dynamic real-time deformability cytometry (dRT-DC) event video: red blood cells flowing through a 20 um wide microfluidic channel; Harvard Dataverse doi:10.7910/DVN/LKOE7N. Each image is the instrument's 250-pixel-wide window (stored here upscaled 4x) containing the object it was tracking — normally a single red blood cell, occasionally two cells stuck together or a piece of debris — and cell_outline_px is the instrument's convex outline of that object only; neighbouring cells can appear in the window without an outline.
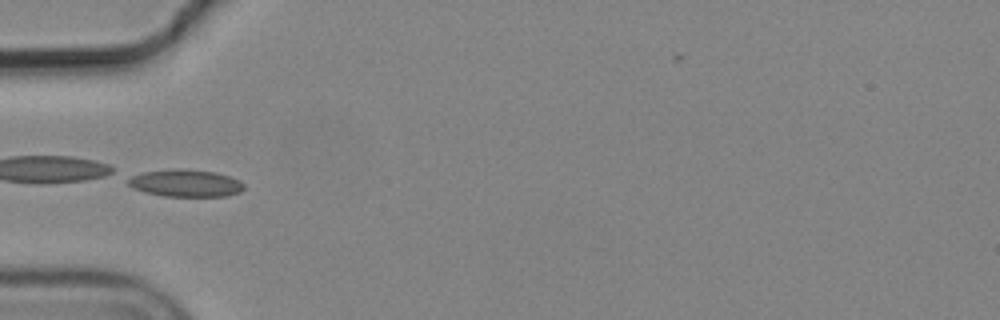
{"species": "common noctule bat (a hibernating species)", "species_latin": "Nyctalus noctula", "temperature_condition": "cold", "stored_images_in_passage": 10, "camera_frame_rate_fps": 3000, "um_per_image_px": 0.085, "animal": {"sex": "male", "body_mass_g": 19.2, "forearm_length_mm": 51.8}, "frame": {"image": 1, "passage_image": 5, "time_ms": 1.333, "image_size_px": [1000, 320], "cell_outline_px": [[244, 188], [240, 192], [228, 196], [164, 196], [144, 192], [132, 188], [128, 184], [128, 180], [132, 176], [140, 172], [176, 168], [180, 168], [216, 172], [240, 180], [244, 184]], "centroid_in_image_um": [15.77, 15.56], "position_along_channel_um": 69.2, "area_um2": 18.55}}
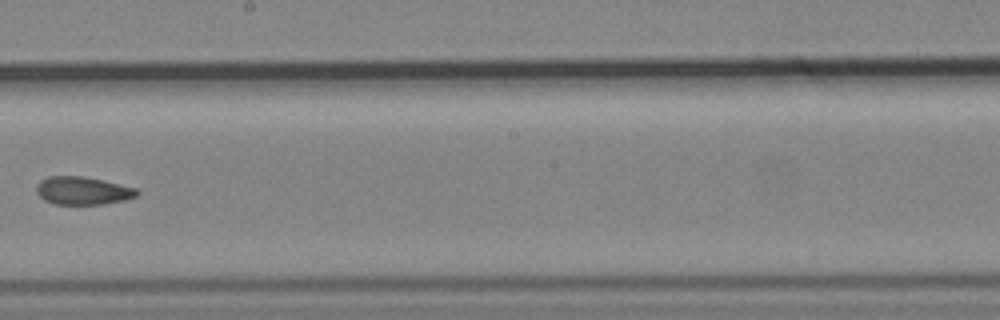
{"frame": {"image": 2, "passage_image": 9, "time_ms": 2.667, "image_size_px": [1000, 320], "cell_outline_px": [[140, 192], [136, 196], [124, 200], [100, 204], [56, 204], [44, 200], [36, 192], [36, 184], [40, 180], [48, 176], [84, 176], [136, 188]], "centroid_in_image_um": [7.0, 16.2], "position_along_channel_um": 241.2, "area_um2": 16.3}}
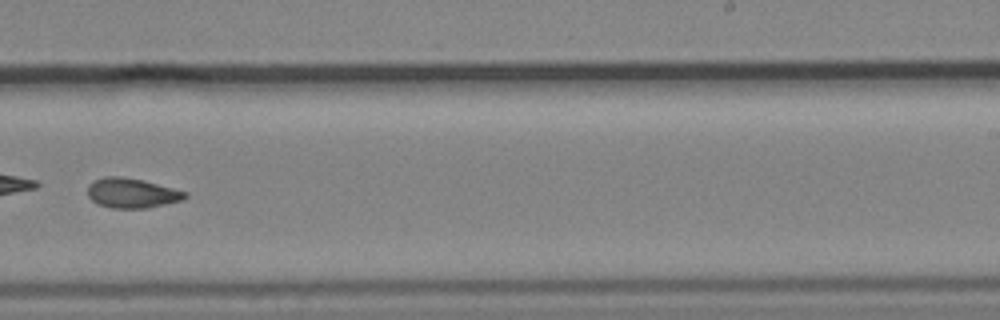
{"frame": {"image": 3, "passage_image": 10, "time_ms": 3.0, "image_size_px": [1000, 320], "cell_outline_px": [[188, 196], [184, 200], [144, 208], [112, 208], [100, 204], [92, 200], [88, 196], [88, 184], [92, 180], [104, 176], [120, 176], [144, 180], [188, 192]], "centroid_in_image_um": [11.21, 16.39], "position_along_channel_um": 277.8, "area_um2": 16.99}}